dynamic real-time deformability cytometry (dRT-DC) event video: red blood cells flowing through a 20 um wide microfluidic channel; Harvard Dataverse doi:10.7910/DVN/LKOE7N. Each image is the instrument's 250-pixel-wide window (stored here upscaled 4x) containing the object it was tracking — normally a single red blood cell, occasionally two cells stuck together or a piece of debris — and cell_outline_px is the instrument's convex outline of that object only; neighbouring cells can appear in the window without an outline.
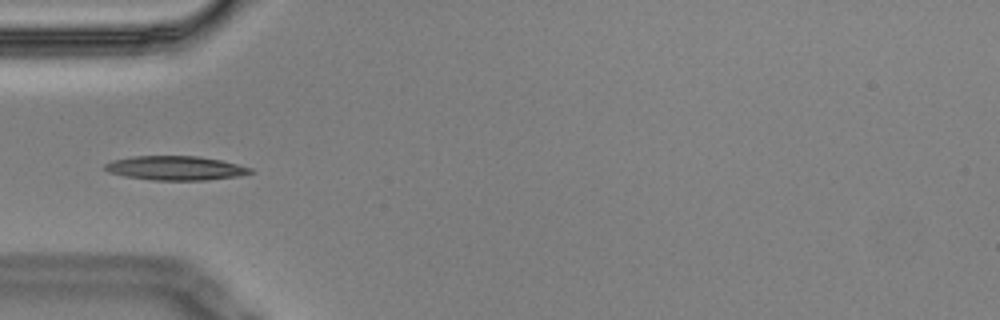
{"species": "Egyptian fruit bat (a non-hibernating species)", "species_latin": "Rousettus aegyptiacus", "temperature_condition": "cold", "stored_images_in_passage": 9, "camera_frame_rate_fps": 3000, "um_per_image_px": 0.085, "animal": {"sex": "male"}, "frame": {"image": 1, "passage_image": 6, "time_ms": 1.667, "image_size_px": [1000, 320], "cell_outline_px": [[252, 172], [236, 176], [208, 180], [152, 180], [124, 176], [108, 172], [104, 168], [104, 164], [112, 160], [132, 156], [196, 156], [220, 160], [252, 168]], "centroid_in_image_um": [14.85, 14.28], "position_along_channel_um": 70.1, "area_um2": 20.35}}
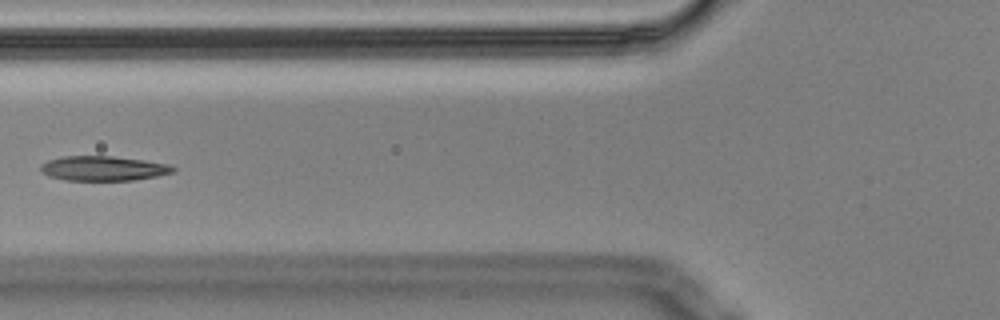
{"frame": {"image": 2, "passage_image": 7, "time_ms": 2.0, "image_size_px": [1000, 320], "cell_outline_px": [[176, 168], [172, 172], [156, 176], [132, 180], [64, 180], [48, 176], [40, 172], [40, 164], [48, 160], [64, 156], [112, 156], [144, 160], [168, 164]], "centroid_in_image_um": [8.72, 14.31], "position_along_channel_um": 117.1, "area_um2": 19.02}}
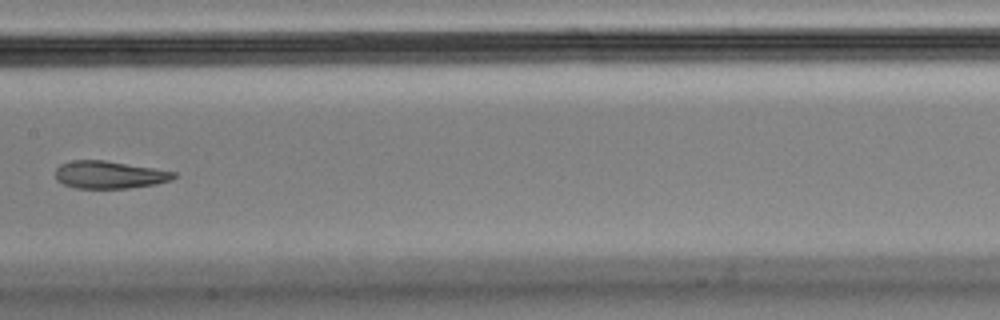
{"frame": {"image": 3, "passage_image": 9, "time_ms": 2.667, "image_size_px": [1000, 320], "cell_outline_px": [[176, 176], [172, 180], [156, 184], [128, 188], [76, 188], [64, 184], [56, 180], [56, 168], [60, 164], [72, 160], [104, 160], [176, 172]], "centroid_in_image_um": [9.28, 14.85], "position_along_channel_um": 198.1, "area_um2": 18.9}}